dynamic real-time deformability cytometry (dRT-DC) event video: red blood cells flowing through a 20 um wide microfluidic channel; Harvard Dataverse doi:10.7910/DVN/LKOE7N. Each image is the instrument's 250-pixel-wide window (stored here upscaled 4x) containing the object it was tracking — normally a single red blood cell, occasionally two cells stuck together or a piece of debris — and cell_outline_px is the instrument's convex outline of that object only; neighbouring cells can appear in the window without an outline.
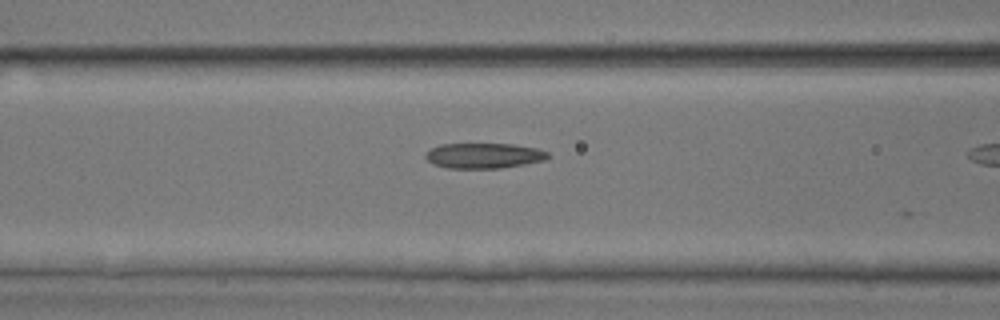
{"species": "common noctule bat (a hibernating species)", "species_latin": "Nyctalus noctula", "temperature_condition": "room temperature", "stored_images_in_passage": 8, "camera_frame_rate_fps": 3000, "um_per_image_px": 0.085, "animal": {"sex": "male", "body_mass_g": 17.9, "forearm_length_mm": 54.2}, "frame": {"image": 1, "passage_image": 7, "time_ms": 2.0, "image_size_px": [1000, 320], "cell_outline_px": [[552, 156], [544, 160], [524, 164], [500, 168], [448, 168], [432, 164], [424, 156], [432, 148], [440, 144], [512, 144], [536, 148], [548, 152]], "centroid_in_image_um": [41.14, 13.23], "position_along_channel_um": 125.5, "area_um2": 17.98}}